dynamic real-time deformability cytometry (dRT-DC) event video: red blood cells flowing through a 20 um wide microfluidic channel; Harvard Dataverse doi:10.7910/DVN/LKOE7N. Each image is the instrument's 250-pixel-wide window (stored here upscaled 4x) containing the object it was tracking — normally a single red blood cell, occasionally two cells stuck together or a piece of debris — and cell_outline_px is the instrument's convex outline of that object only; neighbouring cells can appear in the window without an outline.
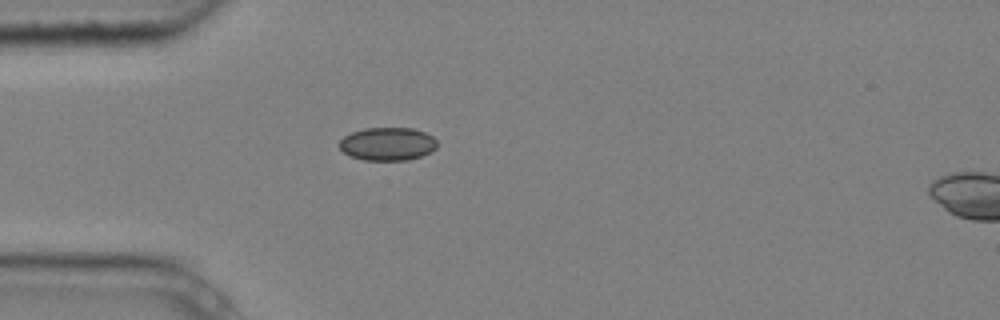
{"species": "common noctule bat (a hibernating species)", "species_latin": "Nyctalus noctula", "temperature_condition": "cold", "stored_images_in_passage": 1, "camera_frame_rate_fps": 3000, "um_per_image_px": 0.085, "animal": {"sex": "male", "body_mass_g": 20.4}, "frame": {"image": 1, "passage_image": 1, "time_ms": 0.0, "image_size_px": [1000, 320], "cell_outline_px": [[436, 148], [432, 152], [408, 160], [364, 160], [348, 156], [336, 144], [344, 136], [352, 132], [364, 128], [412, 128], [424, 132], [432, 136], [436, 140]], "centroid_in_image_um": [32.91, 12.24], "position_along_channel_um": 52.1, "area_um2": 19.02}}